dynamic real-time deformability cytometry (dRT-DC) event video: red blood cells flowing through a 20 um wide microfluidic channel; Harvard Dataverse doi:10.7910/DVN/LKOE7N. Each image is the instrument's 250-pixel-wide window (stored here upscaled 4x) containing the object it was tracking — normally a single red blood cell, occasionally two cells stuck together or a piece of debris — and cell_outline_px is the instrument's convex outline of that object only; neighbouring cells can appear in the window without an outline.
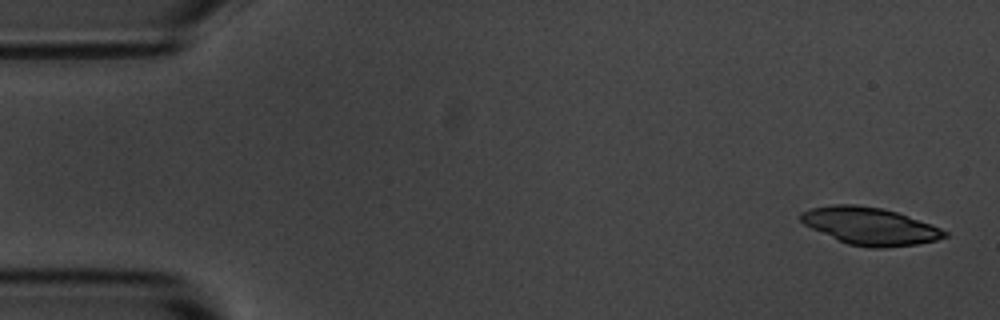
{"species": "common noctule bat (a hibernating species)", "species_latin": "Nyctalus noctula", "temperature_condition": "room temperature", "stored_images_in_passage": 4, "camera_frame_rate_fps": 3000, "um_per_image_px": 0.085, "animal": {"sex": "male", "body_mass_g": 20.1, "forearm_length_mm": 53.5}, "frame": {"image": 1, "passage_image": 1, "time_ms": 0.0, "image_size_px": [1000, 320], "cell_outline_px": [[948, 236], [936, 240], [916, 244], [884, 248], [868, 248], [848, 244], [812, 228], [804, 224], [800, 220], [800, 212], [812, 208], [836, 204], [856, 204], [880, 208], [896, 212], [932, 224], [948, 232]], "centroid_in_image_um": [73.96, 19.22], "position_along_channel_um": 11.0, "area_um2": 31.1}}